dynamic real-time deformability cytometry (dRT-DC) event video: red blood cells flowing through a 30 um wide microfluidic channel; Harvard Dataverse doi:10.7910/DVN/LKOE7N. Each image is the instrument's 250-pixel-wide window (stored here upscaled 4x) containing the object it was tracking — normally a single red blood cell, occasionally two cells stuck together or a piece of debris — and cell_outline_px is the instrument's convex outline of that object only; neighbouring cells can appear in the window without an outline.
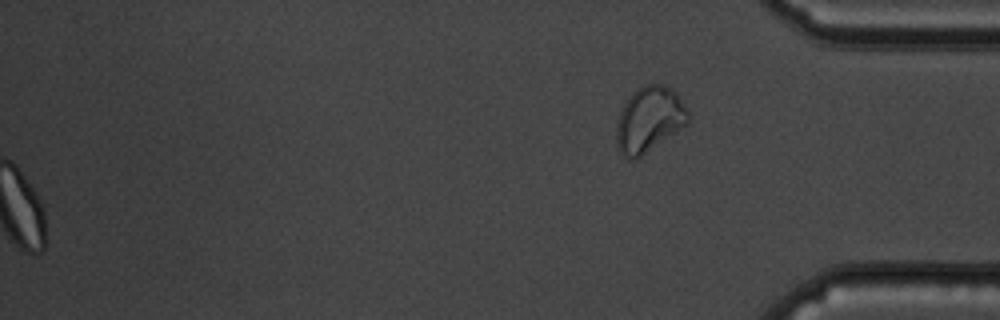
{"species": "common noctule bat (a hibernating species)", "species_latin": "Nyctalus noctula", "temperature_condition": "cold", "stored_images_in_passage": 58, "segment_of_instrument_passage": [2, 2], "camera_frame_rate_fps": 3000, "um_per_image_px": 0.085, "animal": {"sex": "male", "body_mass_g": 19.5, "forearm_length_mm": 54.6}, "frame": {"image": 1, "passage_image": 58, "time_ms": 19.0, "image_size_px": [1000, 320], "cell_outline_px": [[688, 124], [684, 128], [636, 160], [632, 160], [624, 156], [620, 152], [616, 140], [616, 124], [620, 112], [628, 96], [636, 88], [644, 84], [664, 84], [672, 88], [676, 92], [688, 112]], "centroid_in_image_um": [55.18, 10.16], "position_along_channel_um": 380.0, "area_um2": 27.74}}